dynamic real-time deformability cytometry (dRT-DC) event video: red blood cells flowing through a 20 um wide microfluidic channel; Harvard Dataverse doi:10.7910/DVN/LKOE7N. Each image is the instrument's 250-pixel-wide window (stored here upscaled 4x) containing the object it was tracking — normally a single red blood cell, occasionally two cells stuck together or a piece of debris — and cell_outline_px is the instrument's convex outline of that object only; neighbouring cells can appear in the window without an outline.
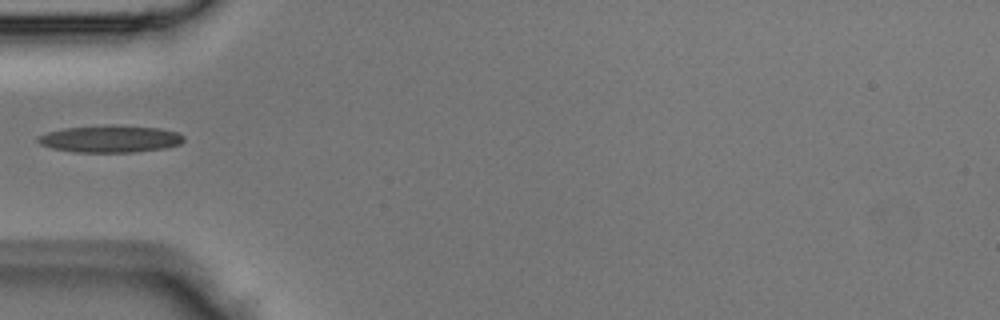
{"species": "Egyptian fruit bat (a non-hibernating species)", "species_latin": "Rousettus aegyptiacus", "temperature_condition": "room temperature", "stored_images_in_passage": 4, "camera_frame_rate_fps": 3000, "um_per_image_px": 0.085, "animal": {"sex": "male"}, "frame": {"image": 1, "passage_image": 4, "time_ms": 1.0, "image_size_px": [1000, 320], "cell_outline_px": [[184, 140], [180, 144], [164, 148], [132, 152], [76, 152], [52, 148], [40, 144], [36, 140], [36, 136], [48, 132], [64, 128], [108, 124], [160, 128], [180, 132], [184, 136]], "centroid_in_image_um": [9.37, 11.79], "position_along_channel_um": 75.6, "area_um2": 23.24}}